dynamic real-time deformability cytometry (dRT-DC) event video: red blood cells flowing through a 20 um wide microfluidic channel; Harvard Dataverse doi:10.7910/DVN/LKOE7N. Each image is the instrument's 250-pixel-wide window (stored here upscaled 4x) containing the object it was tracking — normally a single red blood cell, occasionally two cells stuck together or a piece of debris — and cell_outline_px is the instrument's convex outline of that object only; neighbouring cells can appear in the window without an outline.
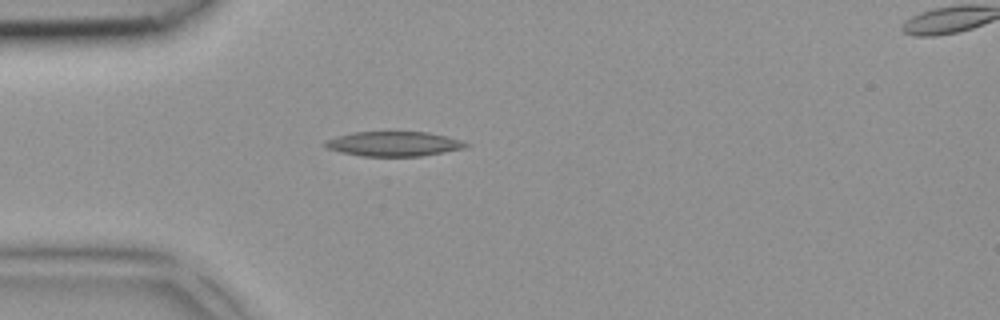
{"species": "common noctule bat (a hibernating species)", "species_latin": "Nyctalus noctula", "temperature_condition": "room temperature", "stored_images_in_passage": 4, "camera_frame_rate_fps": 3000, "um_per_image_px": 0.085, "animal": {"sex": "female", "body_mass_g": 18.4}, "frame": {"image": 1, "passage_image": 3, "time_ms": 0.667, "image_size_px": [1000, 320], "cell_outline_px": [[472, 144], [464, 148], [444, 152], [420, 156], [364, 156], [340, 152], [328, 148], [320, 144], [324, 140], [336, 136], [352, 132], [428, 132], [448, 136], [464, 140]], "centroid_in_image_um": [33.48, 12.22], "position_along_channel_um": 51.5, "area_um2": 20.52}}